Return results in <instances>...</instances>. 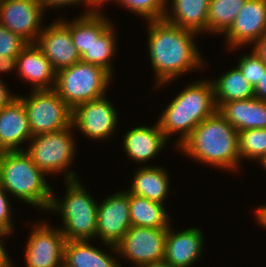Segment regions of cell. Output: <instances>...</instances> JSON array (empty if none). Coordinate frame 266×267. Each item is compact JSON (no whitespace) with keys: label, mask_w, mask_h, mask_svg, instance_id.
<instances>
[{"label":"cell","mask_w":266,"mask_h":267,"mask_svg":"<svg viewBox=\"0 0 266 267\" xmlns=\"http://www.w3.org/2000/svg\"><path fill=\"white\" fill-rule=\"evenodd\" d=\"M57 228L46 223L34 226L25 249L27 267H56L63 262L66 238Z\"/></svg>","instance_id":"7c38bea8"},{"label":"cell","mask_w":266,"mask_h":267,"mask_svg":"<svg viewBox=\"0 0 266 267\" xmlns=\"http://www.w3.org/2000/svg\"><path fill=\"white\" fill-rule=\"evenodd\" d=\"M80 180L66 181V194L63 201L52 192L48 210L57 211L62 216V234L66 241L91 240L97 237L98 203L85 190ZM82 185V186H81Z\"/></svg>","instance_id":"5b68a950"},{"label":"cell","mask_w":266,"mask_h":267,"mask_svg":"<svg viewBox=\"0 0 266 267\" xmlns=\"http://www.w3.org/2000/svg\"><path fill=\"white\" fill-rule=\"evenodd\" d=\"M36 45L42 50L56 72L81 61L69 28L61 20H56L47 28L44 27Z\"/></svg>","instance_id":"9a60e30c"},{"label":"cell","mask_w":266,"mask_h":267,"mask_svg":"<svg viewBox=\"0 0 266 267\" xmlns=\"http://www.w3.org/2000/svg\"><path fill=\"white\" fill-rule=\"evenodd\" d=\"M148 48L151 67L157 80L155 87L204 66L195 44L197 33L175 26L165 19L148 21Z\"/></svg>","instance_id":"6da1fadb"},{"label":"cell","mask_w":266,"mask_h":267,"mask_svg":"<svg viewBox=\"0 0 266 267\" xmlns=\"http://www.w3.org/2000/svg\"><path fill=\"white\" fill-rule=\"evenodd\" d=\"M112 75L104 68L79 61L56 72L54 90L73 109L105 95Z\"/></svg>","instance_id":"8992f818"},{"label":"cell","mask_w":266,"mask_h":267,"mask_svg":"<svg viewBox=\"0 0 266 267\" xmlns=\"http://www.w3.org/2000/svg\"><path fill=\"white\" fill-rule=\"evenodd\" d=\"M129 213L131 225L154 229H168L169 215L164 204L129 193Z\"/></svg>","instance_id":"d4e9b609"},{"label":"cell","mask_w":266,"mask_h":267,"mask_svg":"<svg viewBox=\"0 0 266 267\" xmlns=\"http://www.w3.org/2000/svg\"><path fill=\"white\" fill-rule=\"evenodd\" d=\"M239 60V65L237 67L241 70L244 78L255 87L257 83L261 81V77L266 71V64L253 51L250 55H242Z\"/></svg>","instance_id":"4dcf8cb0"},{"label":"cell","mask_w":266,"mask_h":267,"mask_svg":"<svg viewBox=\"0 0 266 267\" xmlns=\"http://www.w3.org/2000/svg\"><path fill=\"white\" fill-rule=\"evenodd\" d=\"M238 137L239 132L217 110L204 119L178 149L199 162L236 171L242 160Z\"/></svg>","instance_id":"7a4b0ae2"},{"label":"cell","mask_w":266,"mask_h":267,"mask_svg":"<svg viewBox=\"0 0 266 267\" xmlns=\"http://www.w3.org/2000/svg\"><path fill=\"white\" fill-rule=\"evenodd\" d=\"M116 2L148 21L164 19L169 3L167 0H116Z\"/></svg>","instance_id":"f546056e"},{"label":"cell","mask_w":266,"mask_h":267,"mask_svg":"<svg viewBox=\"0 0 266 267\" xmlns=\"http://www.w3.org/2000/svg\"><path fill=\"white\" fill-rule=\"evenodd\" d=\"M17 95H12L9 89L5 87L4 83L0 80V109L8 104Z\"/></svg>","instance_id":"74e56055"},{"label":"cell","mask_w":266,"mask_h":267,"mask_svg":"<svg viewBox=\"0 0 266 267\" xmlns=\"http://www.w3.org/2000/svg\"><path fill=\"white\" fill-rule=\"evenodd\" d=\"M117 114L111 102L103 96L75 106L71 124L91 139L107 140L116 130Z\"/></svg>","instance_id":"8fae6325"},{"label":"cell","mask_w":266,"mask_h":267,"mask_svg":"<svg viewBox=\"0 0 266 267\" xmlns=\"http://www.w3.org/2000/svg\"><path fill=\"white\" fill-rule=\"evenodd\" d=\"M139 267H170V266H168L164 262H161V263H156V264H145V265H141Z\"/></svg>","instance_id":"b9f144b4"},{"label":"cell","mask_w":266,"mask_h":267,"mask_svg":"<svg viewBox=\"0 0 266 267\" xmlns=\"http://www.w3.org/2000/svg\"><path fill=\"white\" fill-rule=\"evenodd\" d=\"M129 192L119 191L98 204L97 236L107 247L116 246L131 225Z\"/></svg>","instance_id":"4fadbf2b"},{"label":"cell","mask_w":266,"mask_h":267,"mask_svg":"<svg viewBox=\"0 0 266 267\" xmlns=\"http://www.w3.org/2000/svg\"><path fill=\"white\" fill-rule=\"evenodd\" d=\"M44 11L39 0H1L0 24L28 44H35L44 28Z\"/></svg>","instance_id":"30bf717a"},{"label":"cell","mask_w":266,"mask_h":267,"mask_svg":"<svg viewBox=\"0 0 266 267\" xmlns=\"http://www.w3.org/2000/svg\"><path fill=\"white\" fill-rule=\"evenodd\" d=\"M266 33V0H247L225 33L228 49L253 44Z\"/></svg>","instance_id":"5bb4252c"},{"label":"cell","mask_w":266,"mask_h":267,"mask_svg":"<svg viewBox=\"0 0 266 267\" xmlns=\"http://www.w3.org/2000/svg\"><path fill=\"white\" fill-rule=\"evenodd\" d=\"M23 102L33 136L56 132L71 125L72 109L54 89L32 90Z\"/></svg>","instance_id":"ba28073f"},{"label":"cell","mask_w":266,"mask_h":267,"mask_svg":"<svg viewBox=\"0 0 266 267\" xmlns=\"http://www.w3.org/2000/svg\"><path fill=\"white\" fill-rule=\"evenodd\" d=\"M217 110L238 132L266 128V101L255 97L228 101Z\"/></svg>","instance_id":"d6986e66"},{"label":"cell","mask_w":266,"mask_h":267,"mask_svg":"<svg viewBox=\"0 0 266 267\" xmlns=\"http://www.w3.org/2000/svg\"><path fill=\"white\" fill-rule=\"evenodd\" d=\"M71 129H74L72 124L65 129L35 135L30 139L32 144L25 151L30 155L32 162L46 175L66 171V181L78 179L74 171H67L74 160V149H76Z\"/></svg>","instance_id":"52a82bcc"},{"label":"cell","mask_w":266,"mask_h":267,"mask_svg":"<svg viewBox=\"0 0 266 267\" xmlns=\"http://www.w3.org/2000/svg\"><path fill=\"white\" fill-rule=\"evenodd\" d=\"M158 119L164 136L180 133L177 146L206 118L217 111L212 81H197L179 93Z\"/></svg>","instance_id":"3957f363"},{"label":"cell","mask_w":266,"mask_h":267,"mask_svg":"<svg viewBox=\"0 0 266 267\" xmlns=\"http://www.w3.org/2000/svg\"><path fill=\"white\" fill-rule=\"evenodd\" d=\"M0 267H13L12 262H0Z\"/></svg>","instance_id":"7bdbcfd3"},{"label":"cell","mask_w":266,"mask_h":267,"mask_svg":"<svg viewBox=\"0 0 266 267\" xmlns=\"http://www.w3.org/2000/svg\"><path fill=\"white\" fill-rule=\"evenodd\" d=\"M167 140L157 122L154 127L139 126L129 130L123 146L132 161L142 163L157 155Z\"/></svg>","instance_id":"ffe728a7"},{"label":"cell","mask_w":266,"mask_h":267,"mask_svg":"<svg viewBox=\"0 0 266 267\" xmlns=\"http://www.w3.org/2000/svg\"><path fill=\"white\" fill-rule=\"evenodd\" d=\"M113 1L116 2V0ZM105 2H108V0H84V3L90 6L89 12H96V13L99 12L98 10L100 8L99 6L103 5Z\"/></svg>","instance_id":"60d3db41"},{"label":"cell","mask_w":266,"mask_h":267,"mask_svg":"<svg viewBox=\"0 0 266 267\" xmlns=\"http://www.w3.org/2000/svg\"><path fill=\"white\" fill-rule=\"evenodd\" d=\"M6 235L8 236L9 234L0 231V237L4 238ZM2 242H3V240L0 239V262H12L11 258L8 256V253L6 252V249L3 246Z\"/></svg>","instance_id":"f35d334b"},{"label":"cell","mask_w":266,"mask_h":267,"mask_svg":"<svg viewBox=\"0 0 266 267\" xmlns=\"http://www.w3.org/2000/svg\"><path fill=\"white\" fill-rule=\"evenodd\" d=\"M238 142L240 159H257L260 162L266 156V128L240 131Z\"/></svg>","instance_id":"f1b7e54d"},{"label":"cell","mask_w":266,"mask_h":267,"mask_svg":"<svg viewBox=\"0 0 266 267\" xmlns=\"http://www.w3.org/2000/svg\"><path fill=\"white\" fill-rule=\"evenodd\" d=\"M266 64V33L254 43V47L252 49Z\"/></svg>","instance_id":"8d00e7d4"},{"label":"cell","mask_w":266,"mask_h":267,"mask_svg":"<svg viewBox=\"0 0 266 267\" xmlns=\"http://www.w3.org/2000/svg\"><path fill=\"white\" fill-rule=\"evenodd\" d=\"M171 4V10L167 9L164 16L167 22L197 34L207 32L210 0H172Z\"/></svg>","instance_id":"44dd1931"},{"label":"cell","mask_w":266,"mask_h":267,"mask_svg":"<svg viewBox=\"0 0 266 267\" xmlns=\"http://www.w3.org/2000/svg\"><path fill=\"white\" fill-rule=\"evenodd\" d=\"M32 137L24 104L16 96L0 109V153L21 151L22 143Z\"/></svg>","instance_id":"2e32d148"},{"label":"cell","mask_w":266,"mask_h":267,"mask_svg":"<svg viewBox=\"0 0 266 267\" xmlns=\"http://www.w3.org/2000/svg\"><path fill=\"white\" fill-rule=\"evenodd\" d=\"M168 229H154L131 226L121 241L111 245L112 251L119 253L134 266L161 263L165 255V241ZM123 255V256H122Z\"/></svg>","instance_id":"9c48e42d"},{"label":"cell","mask_w":266,"mask_h":267,"mask_svg":"<svg viewBox=\"0 0 266 267\" xmlns=\"http://www.w3.org/2000/svg\"><path fill=\"white\" fill-rule=\"evenodd\" d=\"M217 79L212 81L217 109L228 101L246 100L254 97V87L244 78L238 67L227 71Z\"/></svg>","instance_id":"484cf974"},{"label":"cell","mask_w":266,"mask_h":267,"mask_svg":"<svg viewBox=\"0 0 266 267\" xmlns=\"http://www.w3.org/2000/svg\"><path fill=\"white\" fill-rule=\"evenodd\" d=\"M44 174L25 150L0 153L2 188L28 205L45 211L50 207L53 189Z\"/></svg>","instance_id":"277c9868"},{"label":"cell","mask_w":266,"mask_h":267,"mask_svg":"<svg viewBox=\"0 0 266 267\" xmlns=\"http://www.w3.org/2000/svg\"><path fill=\"white\" fill-rule=\"evenodd\" d=\"M43 7L45 8H51V7H58L60 8V6L62 7H66V6H70V5H75V4H81V2H84V0H39Z\"/></svg>","instance_id":"e575fe53"},{"label":"cell","mask_w":266,"mask_h":267,"mask_svg":"<svg viewBox=\"0 0 266 267\" xmlns=\"http://www.w3.org/2000/svg\"><path fill=\"white\" fill-rule=\"evenodd\" d=\"M61 21L69 28L73 44L80 56L88 50L94 38H98L111 25L110 20L102 13L88 10L71 22L63 19Z\"/></svg>","instance_id":"603a6c76"},{"label":"cell","mask_w":266,"mask_h":267,"mask_svg":"<svg viewBox=\"0 0 266 267\" xmlns=\"http://www.w3.org/2000/svg\"><path fill=\"white\" fill-rule=\"evenodd\" d=\"M111 24L98 38H94L88 50L81 55V61L100 66L113 74L111 64L116 49V35Z\"/></svg>","instance_id":"83f0119b"},{"label":"cell","mask_w":266,"mask_h":267,"mask_svg":"<svg viewBox=\"0 0 266 267\" xmlns=\"http://www.w3.org/2000/svg\"><path fill=\"white\" fill-rule=\"evenodd\" d=\"M163 167L144 166L133 176L130 194L145 197L150 201L164 204L168 196L169 177Z\"/></svg>","instance_id":"7402d4cb"},{"label":"cell","mask_w":266,"mask_h":267,"mask_svg":"<svg viewBox=\"0 0 266 267\" xmlns=\"http://www.w3.org/2000/svg\"><path fill=\"white\" fill-rule=\"evenodd\" d=\"M169 226L165 241L163 262L170 267H190L201 255L204 245L200 229L192 227L183 231L171 230Z\"/></svg>","instance_id":"e0dca14e"},{"label":"cell","mask_w":266,"mask_h":267,"mask_svg":"<svg viewBox=\"0 0 266 267\" xmlns=\"http://www.w3.org/2000/svg\"><path fill=\"white\" fill-rule=\"evenodd\" d=\"M7 192L0 185V231L11 235L13 231L12 213Z\"/></svg>","instance_id":"d6a6232c"},{"label":"cell","mask_w":266,"mask_h":267,"mask_svg":"<svg viewBox=\"0 0 266 267\" xmlns=\"http://www.w3.org/2000/svg\"><path fill=\"white\" fill-rule=\"evenodd\" d=\"M247 0H210L207 33L225 34Z\"/></svg>","instance_id":"4316f807"},{"label":"cell","mask_w":266,"mask_h":267,"mask_svg":"<svg viewBox=\"0 0 266 267\" xmlns=\"http://www.w3.org/2000/svg\"><path fill=\"white\" fill-rule=\"evenodd\" d=\"M254 97L266 101V71L263 73L261 81L254 87Z\"/></svg>","instance_id":"d590c367"},{"label":"cell","mask_w":266,"mask_h":267,"mask_svg":"<svg viewBox=\"0 0 266 267\" xmlns=\"http://www.w3.org/2000/svg\"><path fill=\"white\" fill-rule=\"evenodd\" d=\"M260 162V164L266 169V156Z\"/></svg>","instance_id":"ee69618b"},{"label":"cell","mask_w":266,"mask_h":267,"mask_svg":"<svg viewBox=\"0 0 266 267\" xmlns=\"http://www.w3.org/2000/svg\"><path fill=\"white\" fill-rule=\"evenodd\" d=\"M56 267H69L68 265H66L64 262H62L61 264H59L58 266Z\"/></svg>","instance_id":"f6af8a7d"},{"label":"cell","mask_w":266,"mask_h":267,"mask_svg":"<svg viewBox=\"0 0 266 267\" xmlns=\"http://www.w3.org/2000/svg\"><path fill=\"white\" fill-rule=\"evenodd\" d=\"M27 45L25 40L0 24V56H18Z\"/></svg>","instance_id":"1f68e13d"},{"label":"cell","mask_w":266,"mask_h":267,"mask_svg":"<svg viewBox=\"0 0 266 267\" xmlns=\"http://www.w3.org/2000/svg\"><path fill=\"white\" fill-rule=\"evenodd\" d=\"M63 262L69 267H121L114 257L92 246L89 240L66 241Z\"/></svg>","instance_id":"cb8c5ba5"},{"label":"cell","mask_w":266,"mask_h":267,"mask_svg":"<svg viewBox=\"0 0 266 267\" xmlns=\"http://www.w3.org/2000/svg\"><path fill=\"white\" fill-rule=\"evenodd\" d=\"M16 71L33 85V90H50L55 87L56 71L36 43L28 44L17 56Z\"/></svg>","instance_id":"ac0fdd59"},{"label":"cell","mask_w":266,"mask_h":267,"mask_svg":"<svg viewBox=\"0 0 266 267\" xmlns=\"http://www.w3.org/2000/svg\"><path fill=\"white\" fill-rule=\"evenodd\" d=\"M255 213L258 223L266 228V204L256 209Z\"/></svg>","instance_id":"ab89813d"},{"label":"cell","mask_w":266,"mask_h":267,"mask_svg":"<svg viewBox=\"0 0 266 267\" xmlns=\"http://www.w3.org/2000/svg\"><path fill=\"white\" fill-rule=\"evenodd\" d=\"M17 69V56H0V72H10Z\"/></svg>","instance_id":"836d02e7"}]
</instances>
